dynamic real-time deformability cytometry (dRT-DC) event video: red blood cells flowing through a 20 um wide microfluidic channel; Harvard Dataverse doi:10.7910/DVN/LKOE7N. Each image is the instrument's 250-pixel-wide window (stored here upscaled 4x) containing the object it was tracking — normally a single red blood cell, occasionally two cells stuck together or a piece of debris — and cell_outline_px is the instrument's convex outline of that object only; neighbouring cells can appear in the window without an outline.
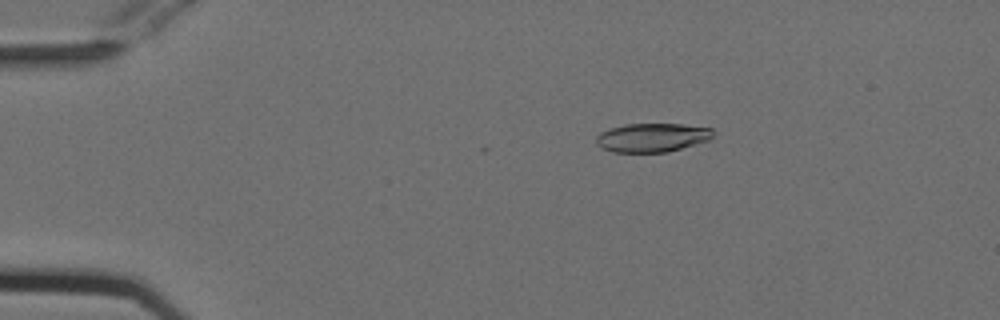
{"species": "Egyptian fruit bat (a non-hibernating species)", "species_latin": "Rousettus aegyptiacus", "temperature_condition": "cold", "stored_images_in_passage": 18, "camera_frame_rate_fps": 3000, "um_per_image_px": 0.085, "animal": {"sex": "female"}, "frame": {"image": 1, "passage_image": 10, "time_ms": 3.0, "image_size_px": [1000, 320], "cell_outline_px": [[716, 132], [708, 140], [668, 152], [612, 152], [600, 148], [596, 144], [596, 136], [600, 132], [624, 124], [680, 124], [712, 128]], "centroid_in_image_um": [55.41, 11.69], "position_along_channel_um": 29.6, "area_um2": 19.65}}
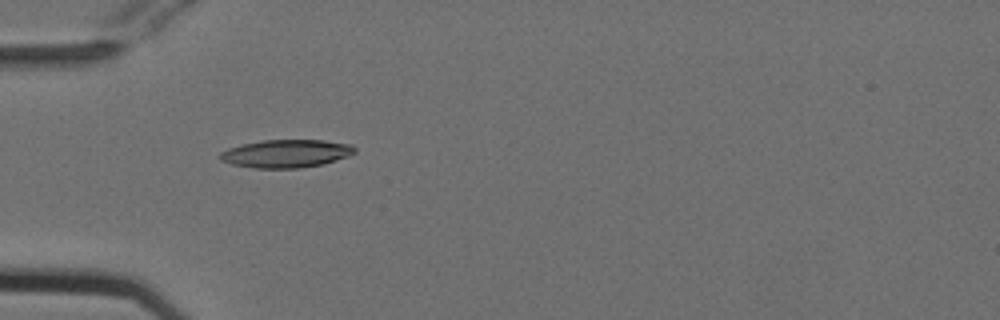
{"frame": {"image": 2, "passage_image": 17, "time_ms": 5.333, "image_size_px": [1000, 320], "cell_outline_px": [[356, 152], [348, 156], [324, 164], [300, 168], [252, 168], [232, 164], [220, 160], [220, 152], [228, 148], [244, 144], [264, 140], [324, 140], [352, 144], [356, 148]], "centroid_in_image_um": [24.35, 13.05], "position_along_channel_um": 60.6, "area_um2": 22.02}}